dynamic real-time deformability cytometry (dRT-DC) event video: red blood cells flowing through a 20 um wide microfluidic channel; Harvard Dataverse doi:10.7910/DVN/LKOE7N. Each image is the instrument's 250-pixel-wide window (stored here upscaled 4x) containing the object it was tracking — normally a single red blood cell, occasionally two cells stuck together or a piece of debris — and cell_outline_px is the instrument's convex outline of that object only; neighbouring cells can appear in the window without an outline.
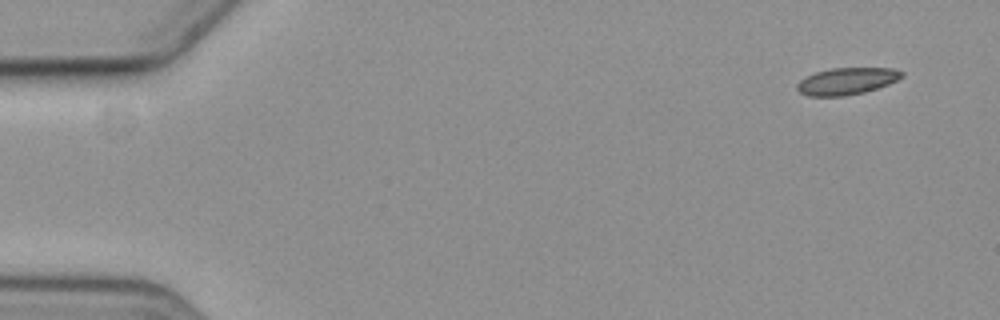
{"species": "common noctule bat (a hibernating species)", "species_latin": "Nyctalus noctula", "temperature_condition": "cold", "stored_images_in_passage": 5, "camera_frame_rate_fps": 3000, "um_per_image_px": 0.085, "animal": {"sex": "female", "body_mass_g": 19.3, "forearm_length_mm": 54.1}, "frame": {"image": 1, "passage_image": 1, "time_ms": 0.0, "image_size_px": [1000, 320], "cell_outline_px": [[904, 76], [888, 84], [864, 92], [844, 96], [808, 96], [800, 92], [796, 88], [796, 84], [804, 76], [816, 72], [832, 68], [892, 68], [904, 72]], "centroid_in_image_um": [71.95, 6.89], "position_along_channel_um": 13.1, "area_um2": 16.42}}
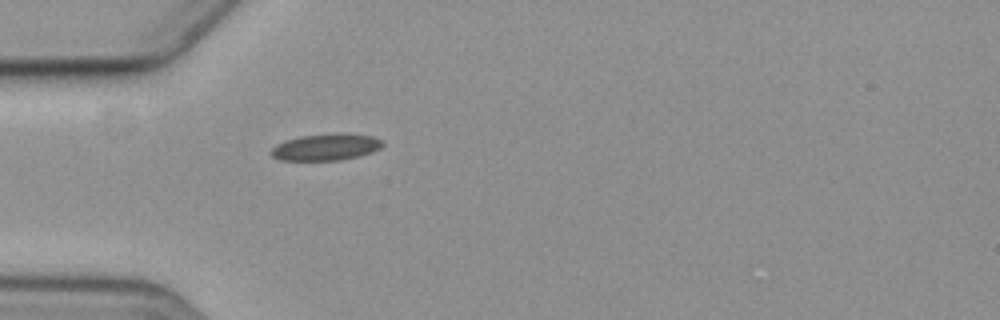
{"frame": {"image": 2, "passage_image": 5, "time_ms": 4.667, "image_size_px": [1000, 320], "cell_outline_px": [[384, 144], [380, 148], [372, 152], [340, 160], [280, 160], [272, 156], [272, 148], [276, 144], [284, 140], [300, 136], [340, 132], [344, 132], [372, 136], [384, 140]], "centroid_in_image_um": [27.73, 12.48], "position_along_channel_um": 57.3, "area_um2": 17.46}}